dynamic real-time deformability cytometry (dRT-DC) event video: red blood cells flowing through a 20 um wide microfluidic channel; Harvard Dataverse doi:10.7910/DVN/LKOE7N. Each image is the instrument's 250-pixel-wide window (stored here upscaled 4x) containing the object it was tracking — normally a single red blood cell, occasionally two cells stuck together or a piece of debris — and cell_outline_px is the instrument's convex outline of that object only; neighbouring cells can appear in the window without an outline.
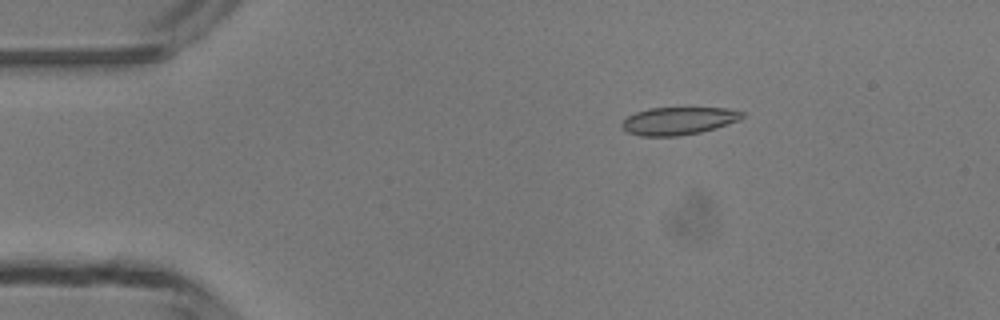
{"species": "common noctule bat (a hibernating species)", "species_latin": "Nyctalus noctula", "temperature_condition": "room temperature", "stored_images_in_passage": 5, "camera_frame_rate_fps": 3000, "um_per_image_px": 0.085, "animal": {"sex": "male", "body_mass_g": 13.3}, "frame": {"image": 1, "passage_image": 3, "time_ms": 2.333, "image_size_px": [1000, 320], "cell_outline_px": [[744, 116], [740, 120], [716, 128], [700, 132], [680, 136], [640, 136], [628, 132], [620, 124], [628, 116], [636, 112], [648, 108], [728, 108], [744, 112]], "centroid_in_image_um": [57.69, 10.27], "position_along_channel_um": 27.3, "area_um2": 19.42}}